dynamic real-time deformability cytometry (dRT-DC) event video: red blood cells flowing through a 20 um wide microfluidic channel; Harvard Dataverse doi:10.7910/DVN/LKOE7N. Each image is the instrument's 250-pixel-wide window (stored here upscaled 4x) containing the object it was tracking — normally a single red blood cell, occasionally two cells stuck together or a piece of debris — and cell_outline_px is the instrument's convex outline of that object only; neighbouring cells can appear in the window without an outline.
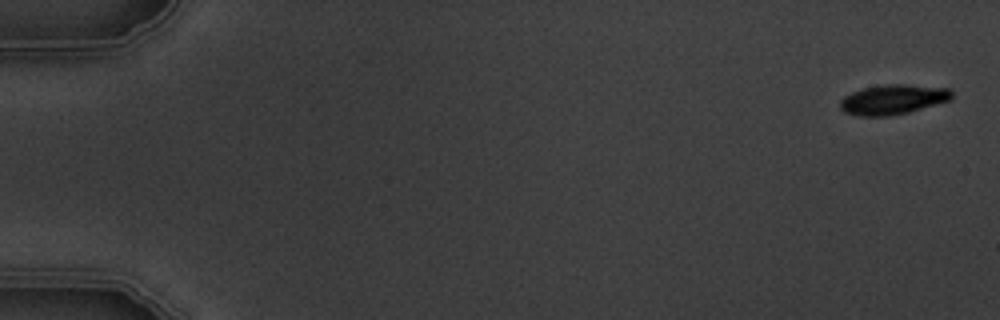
{"species": "common noctule bat (a hibernating species)", "species_latin": "Nyctalus noctula", "temperature_condition": "warm", "stored_images_in_passage": 11, "camera_frame_rate_fps": 3000, "um_per_image_px": 0.085, "animal": {"sex": "male", "body_mass_g": 19.5, "forearm_length_mm": 54.6}, "frame": {"image": 1, "passage_image": 1, "time_ms": 0.0, "image_size_px": [1000, 320], "cell_outline_px": [[952, 100], [908, 112], [888, 116], [856, 116], [844, 112], [840, 108], [840, 100], [844, 96], [852, 92], [864, 88], [884, 84], [908, 84], [948, 88], [952, 92]], "centroid_in_image_um": [75.9, 8.45], "position_along_channel_um": 9.1, "area_um2": 19.54}}
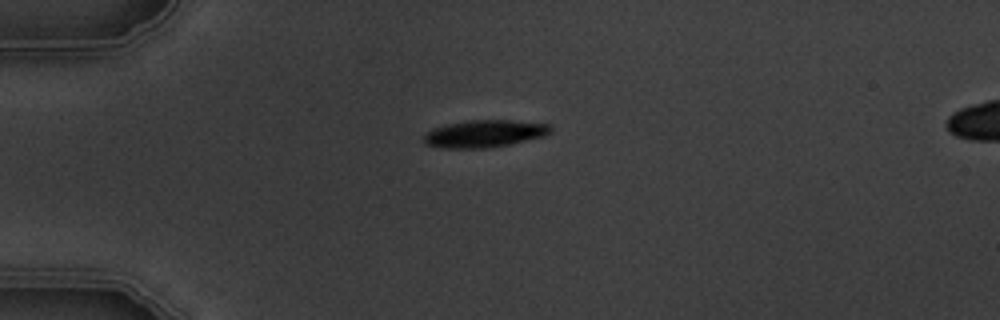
{"frame": {"image": 2, "passage_image": 4, "time_ms": 4.333, "image_size_px": [1000, 320], "cell_outline_px": [[552, 132], [544, 136], [508, 144], [488, 148], [444, 148], [424, 144], [424, 136], [428, 132], [436, 128], [448, 124], [468, 120], [512, 120], [552, 124]], "centroid_in_image_um": [41.23, 11.35], "position_along_channel_um": 43.8, "area_um2": 20.06}}
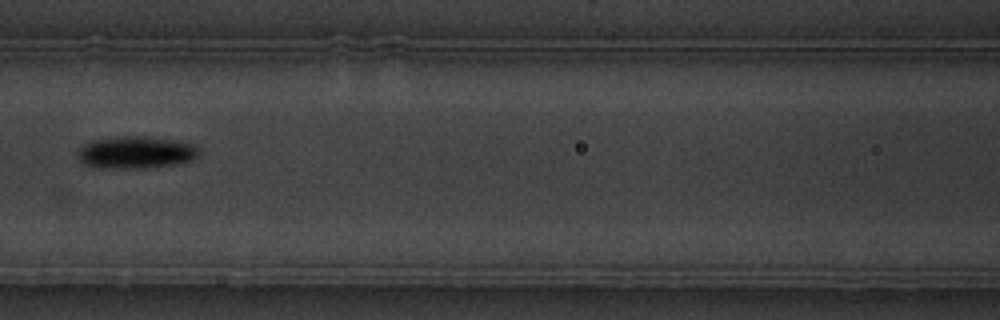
{"frame": {"image": 3, "passage_image": 7, "time_ms": 8.0, "image_size_px": [1000, 320], "cell_outline_px": [[200, 152], [192, 160], [180, 164], [144, 168], [100, 168], [84, 164], [80, 160], [76, 152], [84, 144], [92, 140], [124, 136], [136, 136], [180, 140], [196, 144]], "centroid_in_image_um": [11.59, 12.96], "position_along_channel_um": 155.0, "area_um2": 23.0}}